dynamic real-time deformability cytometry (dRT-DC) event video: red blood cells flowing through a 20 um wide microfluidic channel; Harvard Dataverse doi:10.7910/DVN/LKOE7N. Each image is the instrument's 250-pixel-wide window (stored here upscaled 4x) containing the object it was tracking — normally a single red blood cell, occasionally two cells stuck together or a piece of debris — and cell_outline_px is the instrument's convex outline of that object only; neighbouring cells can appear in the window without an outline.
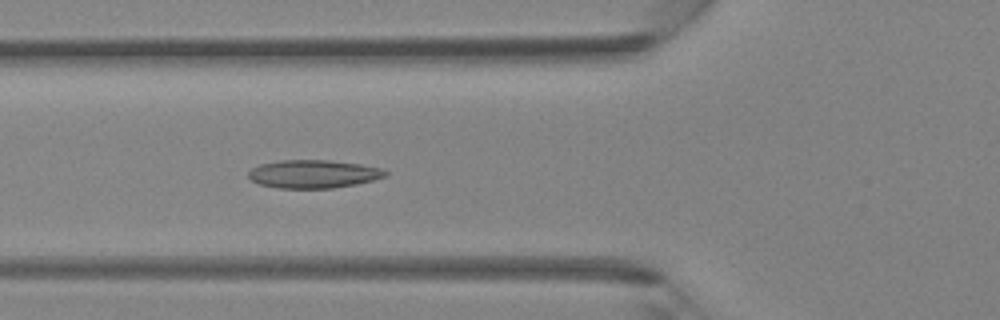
{"species": "Egyptian fruit bat (a non-hibernating species)", "species_latin": "Rousettus aegyptiacus", "temperature_condition": "room temperature", "stored_images_in_passage": 32, "camera_frame_rate_fps": 3000, "um_per_image_px": 0.085, "animal": {"sex": "female"}, "frame": {"image": 1, "passage_image": 5, "time_ms": 1.333, "image_size_px": [1000, 320], "cell_outline_px": [[388, 172], [384, 176], [372, 180], [356, 184], [332, 188], [276, 188], [260, 184], [252, 180], [248, 176], [248, 172], [252, 168], [260, 164], [280, 160], [328, 160], [360, 164], [380, 168]], "centroid_in_image_um": [26.6, 14.79], "position_along_channel_um": 99.2, "area_um2": 22.31}}
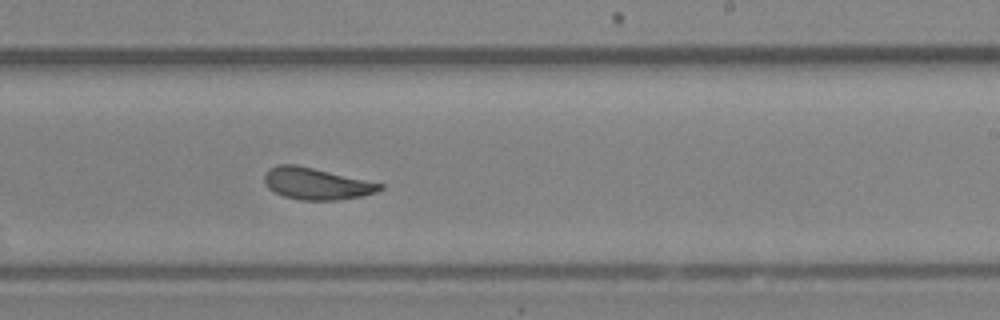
{"frame": {"image": 2, "passage_image": 15, "time_ms": 4.667, "image_size_px": [1000, 320], "cell_outline_px": [[384, 188], [376, 192], [360, 196], [336, 200], [300, 200], [284, 196], [268, 188], [264, 184], [264, 172], [268, 168], [276, 164], [296, 164], [384, 184]], "centroid_in_image_um": [26.84, 15.6], "position_along_channel_um": 262.2, "area_um2": 21.39}}
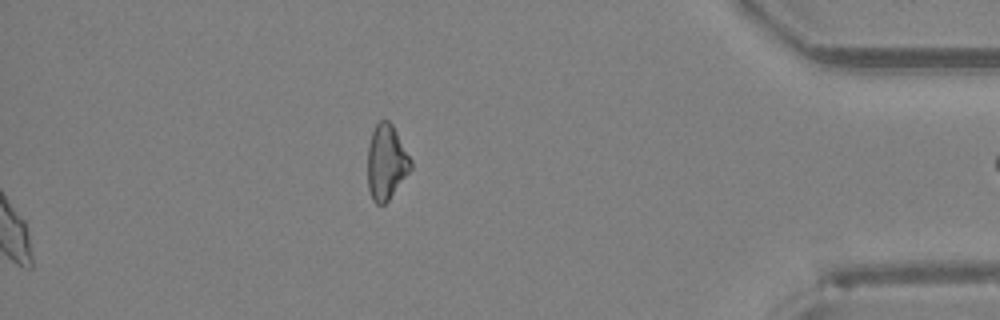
{"frame": {"image": 3, "passage_image": 32, "time_ms": 10.333, "image_size_px": [1000, 320], "cell_outline_px": [[412, 168], [388, 200], [384, 204], [376, 204], [372, 200], [368, 188], [368, 144], [372, 132], [376, 124], [380, 120], [388, 120], [392, 124], [412, 160]], "centroid_in_image_um": [32.83, 13.78], "position_along_channel_um": 402.4, "area_um2": 18.79}}